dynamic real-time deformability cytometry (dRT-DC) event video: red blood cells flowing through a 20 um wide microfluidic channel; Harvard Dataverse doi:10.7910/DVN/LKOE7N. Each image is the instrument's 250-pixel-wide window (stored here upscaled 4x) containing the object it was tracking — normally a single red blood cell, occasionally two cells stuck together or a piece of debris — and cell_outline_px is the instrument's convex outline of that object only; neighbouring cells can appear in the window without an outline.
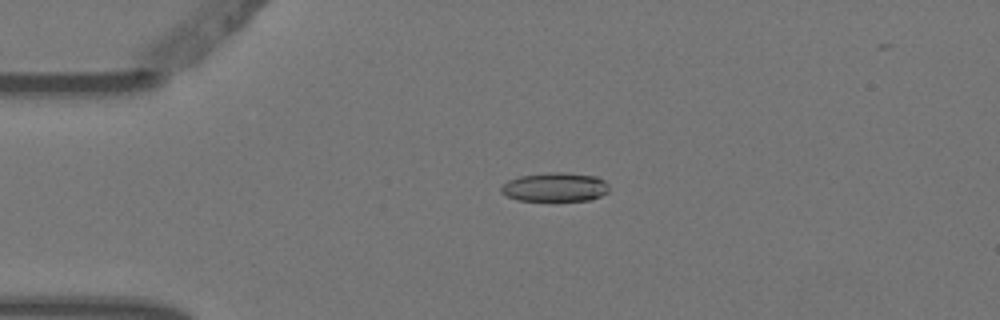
{"species": "Egyptian fruit bat (a non-hibernating species)", "species_latin": "Rousettus aegyptiacus", "temperature_condition": "warm", "stored_images_in_passage": 5, "camera_frame_rate_fps": 3000, "um_per_image_px": 0.085, "animal": {"sex": "female"}, "frame": {"image": 1, "passage_image": 4, "time_ms": 1.0, "image_size_px": [1000, 320], "cell_outline_px": [[608, 192], [592, 200], [516, 200], [500, 192], [500, 188], [508, 180], [520, 176], [552, 172], [564, 172], [596, 176], [604, 180], [608, 184]], "centroid_in_image_um": [47.19, 15.9], "position_along_channel_um": 37.8, "area_um2": 18.15}}